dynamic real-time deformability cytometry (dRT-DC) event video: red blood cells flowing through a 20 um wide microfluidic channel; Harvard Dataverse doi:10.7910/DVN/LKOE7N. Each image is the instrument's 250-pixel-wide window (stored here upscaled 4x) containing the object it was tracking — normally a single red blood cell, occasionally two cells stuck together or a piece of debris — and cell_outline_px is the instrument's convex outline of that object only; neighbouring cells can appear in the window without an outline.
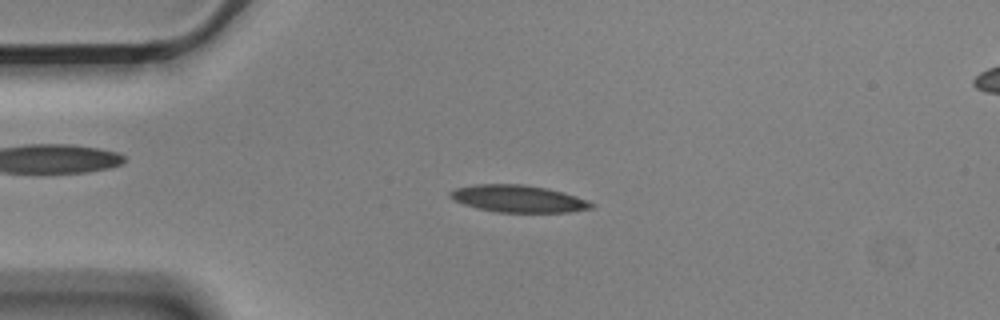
{"species": "Egyptian fruit bat (a non-hibernating species)", "species_latin": "Rousettus aegyptiacus", "temperature_condition": "cold", "stored_images_in_passage": 53, "camera_frame_rate_fps": 3000, "um_per_image_px": 0.085, "animal": {"sex": "male"}, "frame": {"image": 1, "passage_image": 12, "time_ms": 3.667, "image_size_px": [1000, 320], "cell_outline_px": [[596, 204], [592, 208], [568, 212], [496, 212], [476, 208], [464, 204], [448, 196], [448, 192], [456, 188], [476, 184], [524, 184], [548, 188], [564, 192], [588, 200]], "centroid_in_image_um": [44.07, 16.88], "position_along_channel_um": 40.9, "area_um2": 22.43}}
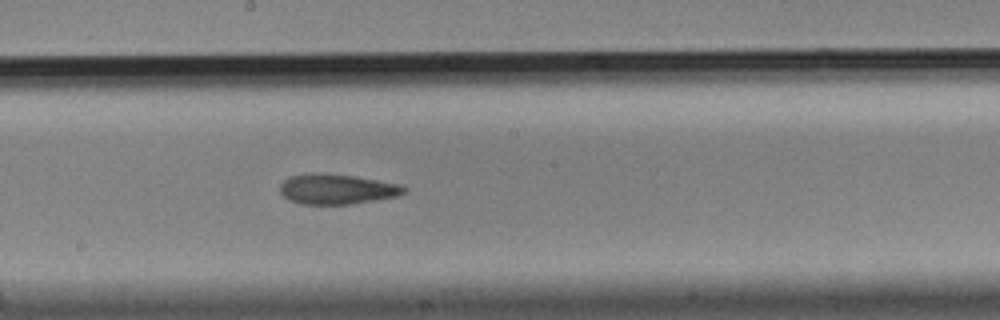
{"frame": {"image": 2, "passage_image": 29, "time_ms": 9.333, "image_size_px": [1000, 320], "cell_outline_px": [[408, 188], [404, 192], [396, 196], [352, 204], [300, 204], [288, 200], [280, 192], [280, 184], [284, 180], [292, 176], [312, 172], [352, 176], [404, 184]], "centroid_in_image_um": [28.64, 16.07], "position_along_channel_um": 219.6, "area_um2": 21.79}}
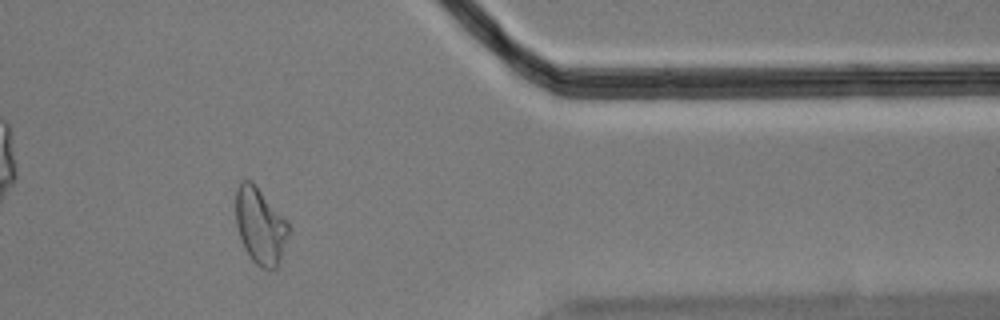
{"frame": {"image": 3, "passage_image": 45, "time_ms": 14.667, "image_size_px": [1000, 320], "cell_outline_px": [[288, 236], [280, 260], [276, 268], [272, 272], [260, 268], [252, 260], [244, 248], [236, 224], [236, 188], [240, 180], [252, 180], [288, 220]], "centroid_in_image_um": [22.12, 19.19], "position_along_channel_um": 389.3, "area_um2": 23.81}, "authors_computed_cell_mechanics": {"area_um2": 22.1374, "velocity_mm_per_s": 3.5546, "shape_relaxation_time_tau1_ms": 6.1584, "shape_relaxation_time_tau2_ms": 4.2002, "deformation_change_tau1": 0.1918, "deformation_change_tau2": 0.134}}